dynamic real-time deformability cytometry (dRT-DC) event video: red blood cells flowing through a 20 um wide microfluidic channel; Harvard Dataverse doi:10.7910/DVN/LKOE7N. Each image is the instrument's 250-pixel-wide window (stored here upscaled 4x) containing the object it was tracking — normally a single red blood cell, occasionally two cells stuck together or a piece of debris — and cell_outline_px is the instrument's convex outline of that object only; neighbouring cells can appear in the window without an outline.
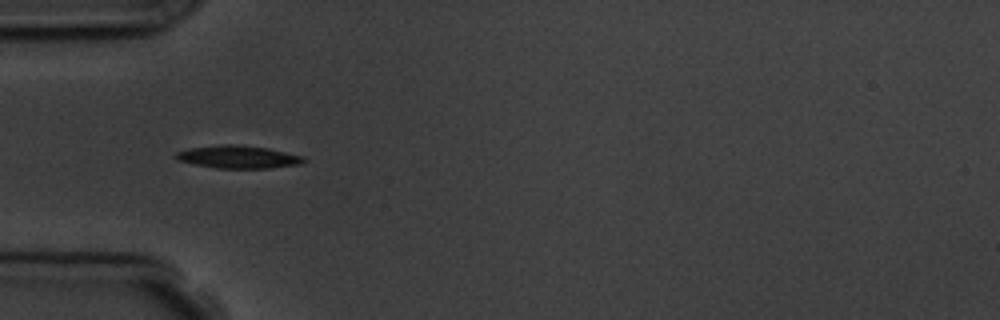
{"species": "common noctule bat (a hibernating species)", "species_latin": "Nyctalus noctula", "temperature_condition": "room temperature", "stored_images_in_passage": 7, "camera_frame_rate_fps": 3000, "um_per_image_px": 0.085, "animal": {"sex": "male", "body_mass_g": 19.5, "forearm_length_mm": 54.6}, "frame": {"image": 1, "passage_image": 5, "time_ms": 4.667, "image_size_px": [1000, 320], "cell_outline_px": [[308, 160], [300, 164], [268, 168], [216, 168], [176, 160], [172, 156], [176, 152], [188, 148], [224, 144], [232, 144], [268, 148], [304, 156]], "centroid_in_image_um": [20.23, 13.33], "position_along_channel_um": 64.8, "area_um2": 16.99}}